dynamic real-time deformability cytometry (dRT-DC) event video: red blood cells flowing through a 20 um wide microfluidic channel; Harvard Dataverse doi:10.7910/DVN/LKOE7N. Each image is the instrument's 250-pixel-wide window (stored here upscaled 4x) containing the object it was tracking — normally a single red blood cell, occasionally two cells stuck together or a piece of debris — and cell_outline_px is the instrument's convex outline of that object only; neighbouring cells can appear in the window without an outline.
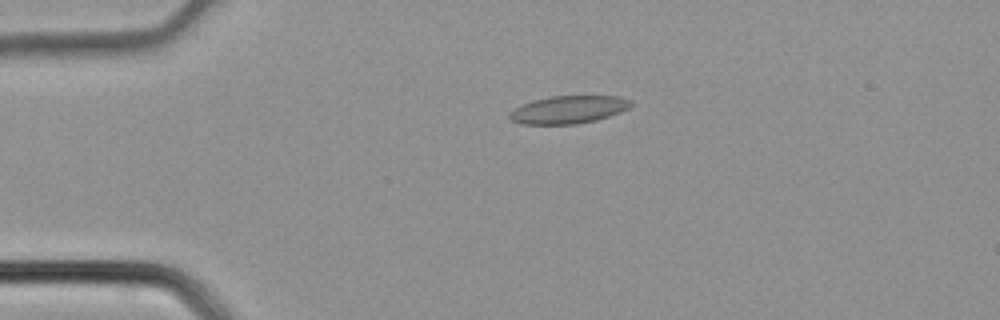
{"species": "common noctule bat (a hibernating species)", "species_latin": "Nyctalus noctula", "temperature_condition": "cold", "stored_images_in_passage": 4, "camera_frame_rate_fps": 3000, "um_per_image_px": 0.085, "animal": {"sex": "male", "body_mass_g": 21.5, "forearm_length_mm": 52.0}, "frame": {"image": 1, "passage_image": 4, "time_ms": 1.0, "image_size_px": [1000, 320], "cell_outline_px": [[632, 104], [628, 108], [620, 112], [596, 120], [576, 124], [520, 124], [512, 120], [508, 116], [508, 112], [524, 104], [536, 100], [552, 96], [620, 96], [632, 100]], "centroid_in_image_um": [48.34, 9.32], "position_along_channel_um": 36.7, "area_um2": 19.48}}